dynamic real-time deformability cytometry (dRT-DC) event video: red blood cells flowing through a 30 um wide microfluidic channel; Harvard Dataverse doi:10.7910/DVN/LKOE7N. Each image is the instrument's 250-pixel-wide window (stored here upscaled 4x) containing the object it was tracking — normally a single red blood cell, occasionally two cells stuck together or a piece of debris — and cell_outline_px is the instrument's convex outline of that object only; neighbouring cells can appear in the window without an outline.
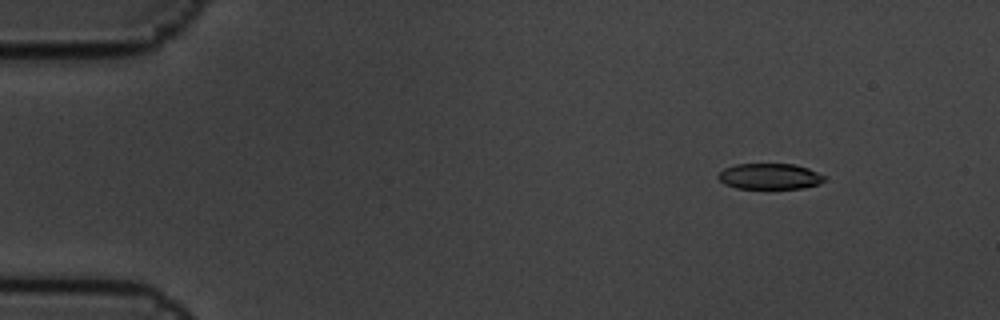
{"species": "common noctule bat (a hibernating species)", "species_latin": "Nyctalus noctula", "temperature_condition": "cold", "stored_images_in_passage": 15, "camera_frame_rate_fps": 3000, "um_per_image_px": 0.085, "animal": {"sex": "male", "body_mass_g": 19.5, "forearm_length_mm": 54.6}, "frame": {"image": 1, "passage_image": 2, "time_ms": 0.333, "image_size_px": [1000, 320], "cell_outline_px": [[824, 180], [820, 184], [800, 188], [736, 188], [724, 184], [716, 176], [724, 168], [736, 164], [796, 164], [808, 168], [824, 176]], "centroid_in_image_um": [65.4, 14.98], "position_along_channel_um": 19.6, "area_um2": 15.9}}
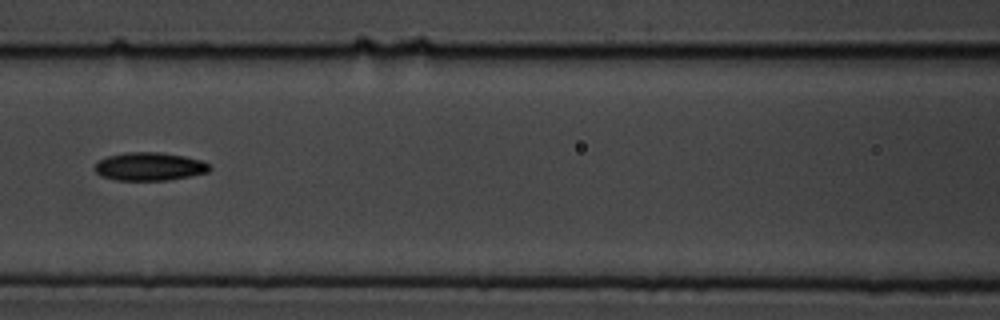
{"frame": {"image": 2, "passage_image": 7, "time_ms": 2.0, "image_size_px": [1000, 320], "cell_outline_px": [[212, 168], [208, 172], [168, 180], [116, 180], [100, 176], [92, 168], [100, 160], [108, 156], [124, 152], [160, 152], [184, 156], [200, 160], [208, 164]], "centroid_in_image_um": [12.67, 14.15], "position_along_channel_um": 153.9, "area_um2": 18.84}}
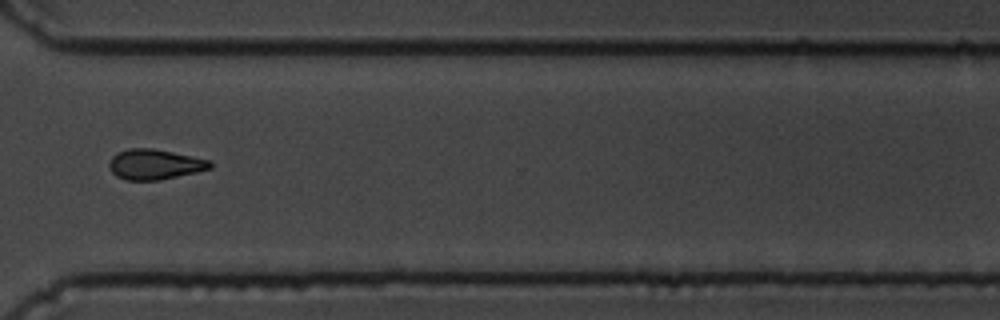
{"frame": {"image": 3, "passage_image": 12, "time_ms": 3.667, "image_size_px": [1000, 320], "cell_outline_px": [[212, 168], [196, 172], [160, 180], [124, 180], [116, 176], [112, 172], [108, 164], [112, 156], [116, 152], [128, 148], [152, 148], [212, 160]], "centroid_in_image_um": [13.14, 13.97], "position_along_channel_um": 357.5, "area_um2": 17.92}}